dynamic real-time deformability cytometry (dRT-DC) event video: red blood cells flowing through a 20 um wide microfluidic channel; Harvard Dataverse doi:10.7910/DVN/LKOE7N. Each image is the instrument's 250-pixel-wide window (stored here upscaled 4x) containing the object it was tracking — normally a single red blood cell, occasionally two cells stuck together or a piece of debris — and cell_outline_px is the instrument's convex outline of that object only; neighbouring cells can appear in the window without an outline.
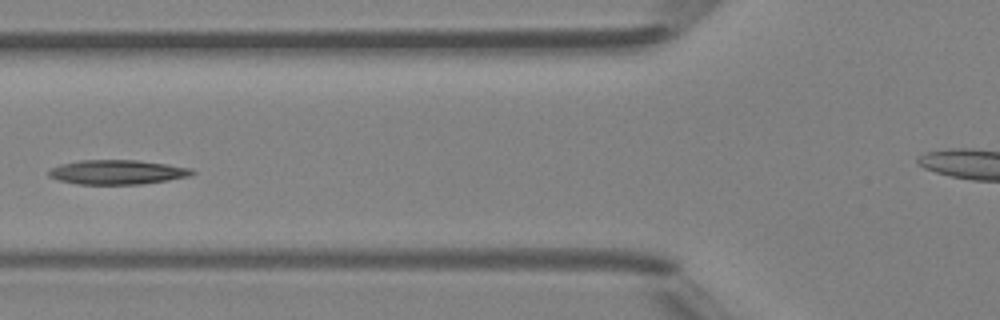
{"species": "Egyptian fruit bat (a non-hibernating species)", "species_latin": "Rousettus aegyptiacus", "temperature_condition": "room temperature", "stored_images_in_passage": 3, "camera_frame_rate_fps": 3000, "um_per_image_px": 0.085, "animal": {"sex": "female"}, "frame": {"image": 1, "passage_image": 3, "time_ms": 2.0, "image_size_px": [1000, 320], "cell_outline_px": [[196, 172], [192, 176], [168, 180], [140, 184], [76, 184], [60, 180], [48, 176], [48, 172], [52, 168], [60, 164], [80, 160], [136, 160], [168, 164], [192, 168]], "centroid_in_image_um": [10.01, 14.63], "position_along_channel_um": 115.8, "area_um2": 20.46}}